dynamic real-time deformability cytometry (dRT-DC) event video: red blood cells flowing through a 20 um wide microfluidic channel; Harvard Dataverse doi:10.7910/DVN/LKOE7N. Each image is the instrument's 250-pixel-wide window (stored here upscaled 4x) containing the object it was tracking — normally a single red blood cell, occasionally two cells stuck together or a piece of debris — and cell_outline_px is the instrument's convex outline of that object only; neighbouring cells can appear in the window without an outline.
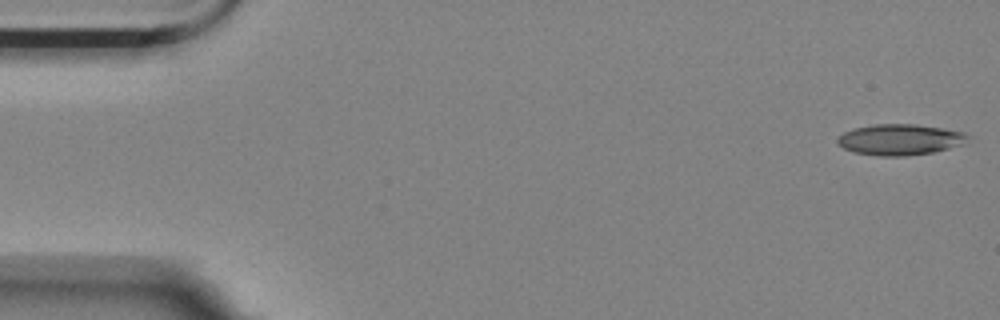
{"species": "Egyptian fruit bat (a non-hibernating species)", "species_latin": "Rousettus aegyptiacus", "temperature_condition": "room temperature", "stored_images_in_passage": 4, "camera_frame_rate_fps": 3000, "um_per_image_px": 0.085, "animal": {"sex": "female"}, "frame": {"image": 1, "passage_image": 1, "time_ms": 0.0, "image_size_px": [1000, 320], "cell_outline_px": [[972, 136], [968, 144], [932, 152], [904, 156], [880, 156], [852, 152], [836, 144], [836, 140], [844, 132], [852, 128], [872, 124], [916, 124], [964, 132]], "centroid_in_image_um": [76.53, 11.86], "position_along_channel_um": 8.5, "area_um2": 23.87}}
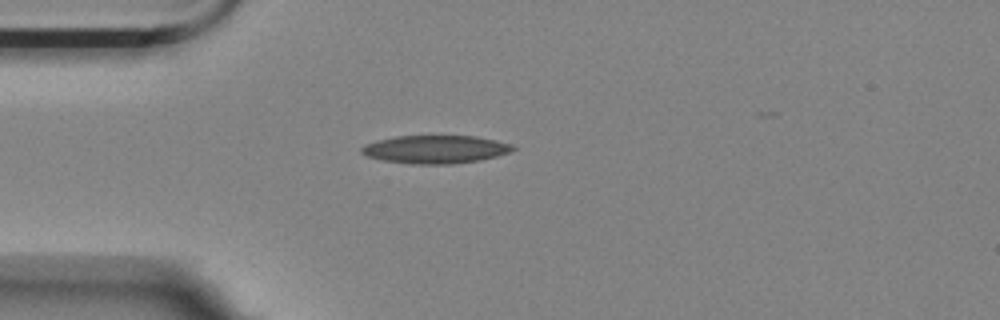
{"frame": {"image": 2, "passage_image": 4, "time_ms": 4.333, "image_size_px": [1000, 320], "cell_outline_px": [[516, 148], [508, 152], [496, 156], [480, 160], [452, 164], [412, 164], [380, 160], [368, 156], [360, 152], [360, 148], [364, 144], [376, 140], [396, 136], [476, 136], [496, 140], [512, 144]], "centroid_in_image_um": [36.97, 12.69], "position_along_channel_um": 48.0, "area_um2": 24.85}}